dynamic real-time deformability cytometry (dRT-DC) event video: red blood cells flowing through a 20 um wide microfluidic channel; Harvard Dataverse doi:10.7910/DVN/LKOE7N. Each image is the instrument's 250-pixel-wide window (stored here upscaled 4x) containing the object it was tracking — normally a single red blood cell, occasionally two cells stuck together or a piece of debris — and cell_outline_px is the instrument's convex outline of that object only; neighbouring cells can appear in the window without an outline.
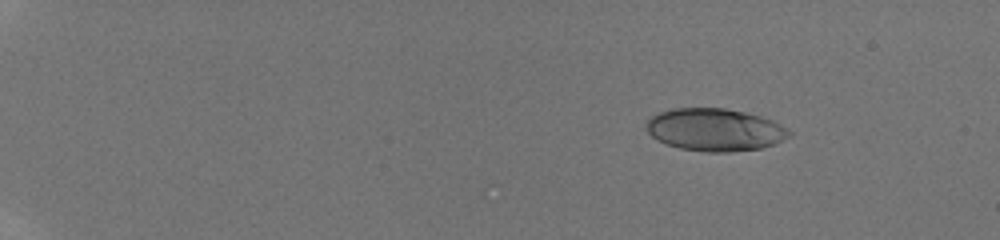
{"species": "human", "species_latin": "Homo sapiens", "temperature_condition": "room temperature", "stored_images_in_passage": 35, "camera_frame_rate_fps": 3000, "um_per_image_px": 0.085, "donor": {"sex": "male"}, "frame": {"image": 1, "passage_image": 9, "time_ms": 2.333, "image_size_px": [1000, 240], "cell_outline_px": [[792, 132], [788, 136], [772, 144], [760, 148], [728, 152], [704, 152], [680, 148], [668, 144], [652, 136], [648, 132], [648, 120], [652, 116], [660, 112], [672, 108], [724, 108], [744, 112], [760, 116], [772, 120], [780, 124]], "centroid_in_image_um": [60.76, 11.02], "position_along_channel_um": 24.2, "area_um2": 34.91}}
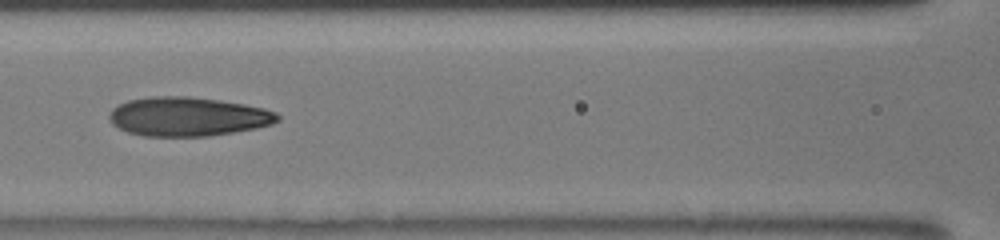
{"frame": {"image": 2, "passage_image": 31, "time_ms": 9.0, "image_size_px": [1000, 240], "cell_outline_px": [[280, 120], [272, 124], [256, 128], [208, 136], [144, 136], [128, 132], [112, 124], [108, 120], [108, 116], [112, 108], [128, 100], [152, 96], [188, 96], [220, 100], [244, 104], [264, 108], [276, 112], [280, 116]], "centroid_in_image_um": [15.96, 9.9], "position_along_channel_um": 150.6, "area_um2": 38.38}}
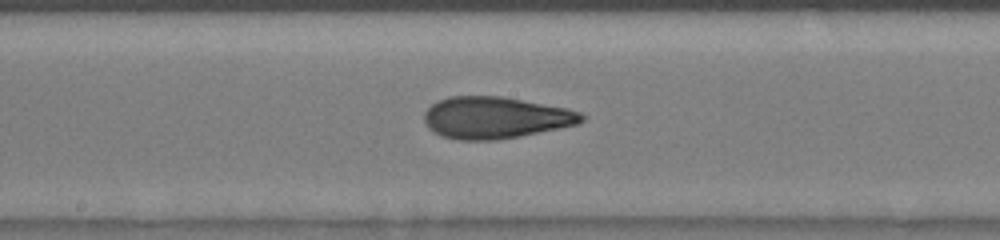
{"frame": {"image": 3, "passage_image": 34, "time_ms": 10.333, "image_size_px": [1000, 240], "cell_outline_px": [[588, 116], [580, 124], [520, 136], [496, 140], [460, 140], [440, 136], [428, 128], [424, 120], [424, 112], [432, 104], [448, 96], [500, 96], [568, 108], [580, 112]], "centroid_in_image_um": [42.13, 10.0], "position_along_channel_um": 206.1, "area_um2": 38.49}}